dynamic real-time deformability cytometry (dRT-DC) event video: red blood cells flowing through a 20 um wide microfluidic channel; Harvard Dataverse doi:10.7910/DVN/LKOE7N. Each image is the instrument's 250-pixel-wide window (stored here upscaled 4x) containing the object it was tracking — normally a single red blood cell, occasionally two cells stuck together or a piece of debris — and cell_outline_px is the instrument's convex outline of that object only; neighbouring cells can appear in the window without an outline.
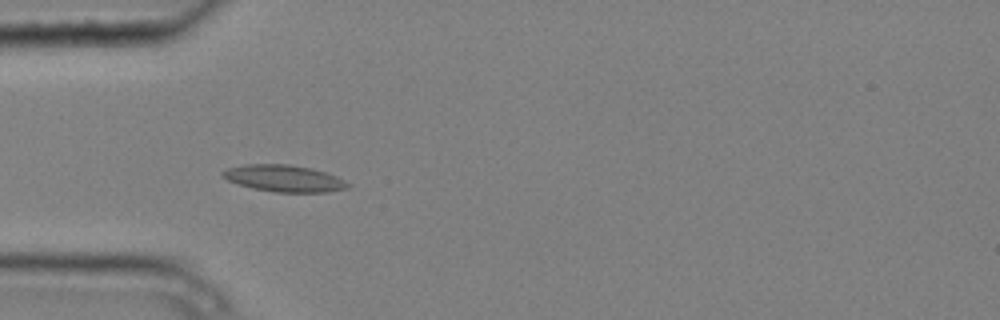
{"species": "common noctule bat (a hibernating species)", "species_latin": "Nyctalus noctula", "temperature_condition": "cold", "stored_images_in_passage": 11, "camera_frame_rate_fps": 3000, "um_per_image_px": 0.085, "animal": {"sex": "male", "body_mass_g": 20.4}, "frame": {"image": 1, "passage_image": 2, "time_ms": 0.333, "image_size_px": [1000, 320], "cell_outline_px": [[352, 184], [348, 188], [328, 192], [276, 192], [252, 188], [236, 184], [220, 176], [220, 172], [228, 168], [244, 164], [288, 164], [312, 168], [336, 176]], "centroid_in_image_um": [24.12, 15.16], "position_along_channel_um": 60.9, "area_um2": 19.65}}
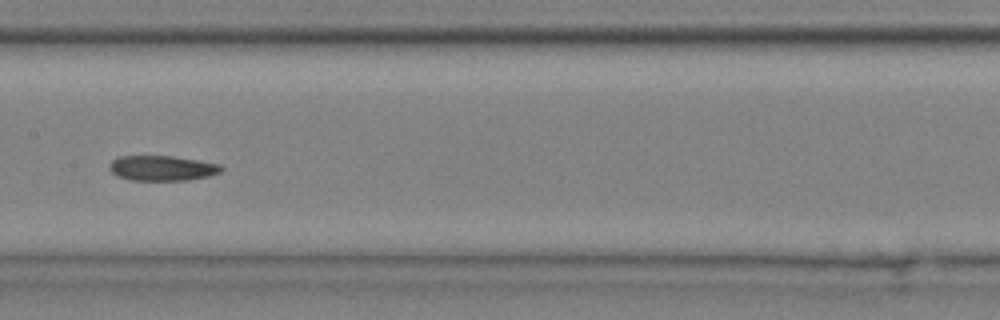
{"frame": {"image": 2, "passage_image": 5, "time_ms": 1.333, "image_size_px": [1000, 320], "cell_outline_px": [[224, 168], [220, 172], [208, 176], [188, 180], [128, 180], [116, 176], [108, 168], [108, 164], [116, 156], [172, 156], [220, 164]], "centroid_in_image_um": [13.72, 14.29], "position_along_channel_um": 193.7, "area_um2": 16.47}}
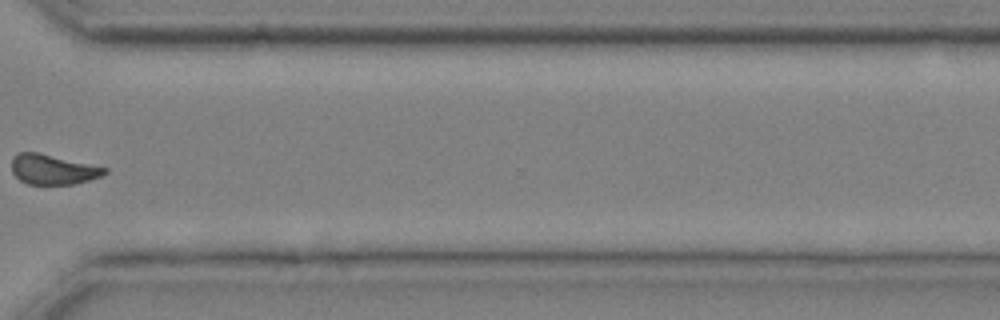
{"frame": {"image": 3, "passage_image": 9, "time_ms": 2.667, "image_size_px": [1000, 320], "cell_outline_px": [[108, 172], [100, 176], [76, 184], [28, 184], [20, 180], [12, 172], [12, 160], [20, 152], [40, 152], [108, 168]], "centroid_in_image_um": [4.51, 14.4], "position_along_channel_um": 366.1, "area_um2": 16.18}}